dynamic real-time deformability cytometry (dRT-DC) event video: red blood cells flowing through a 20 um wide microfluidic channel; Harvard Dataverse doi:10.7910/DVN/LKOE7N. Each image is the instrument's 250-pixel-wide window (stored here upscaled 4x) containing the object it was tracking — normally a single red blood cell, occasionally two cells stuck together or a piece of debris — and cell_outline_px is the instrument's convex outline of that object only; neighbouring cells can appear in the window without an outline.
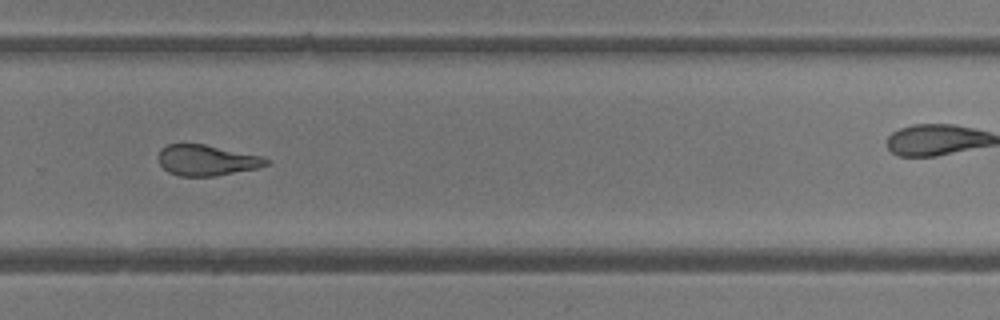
{"species": "common noctule bat (a hibernating species)", "species_latin": "Nyctalus noctula", "temperature_condition": "room temperature", "stored_images_in_passage": 28, "camera_frame_rate_fps": 3000, "um_per_image_px": 0.085, "animal": {"sex": "female"}, "frame": {"image": 1, "passage_image": 20, "time_ms": 6.333, "image_size_px": [1000, 320], "cell_outline_px": [[268, 164], [256, 168], [216, 176], [180, 176], [168, 172], [160, 164], [156, 156], [160, 148], [168, 144], [204, 144], [264, 156], [268, 160]], "centroid_in_image_um": [17.53, 13.61], "position_along_channel_um": 312.3, "area_um2": 19.42}}